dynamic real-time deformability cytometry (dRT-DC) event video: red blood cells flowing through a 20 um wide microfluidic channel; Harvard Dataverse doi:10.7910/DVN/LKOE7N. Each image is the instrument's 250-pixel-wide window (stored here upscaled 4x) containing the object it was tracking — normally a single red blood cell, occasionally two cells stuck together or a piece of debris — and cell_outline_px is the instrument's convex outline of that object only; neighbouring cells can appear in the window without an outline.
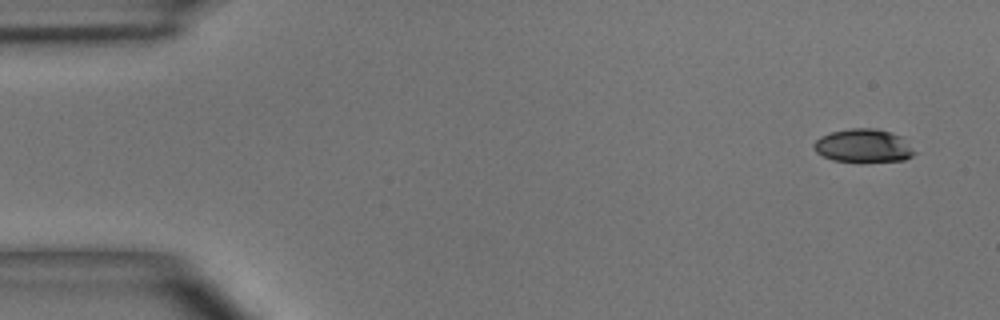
{"species": "common noctule bat (a hibernating species)", "species_latin": "Nyctalus noctula", "temperature_condition": "room temperature", "stored_images_in_passage": 4, "camera_frame_rate_fps": 3000, "um_per_image_px": 0.085, "animal": {"sex": "male", "body_mass_g": 15.6}, "frame": {"image": 1, "passage_image": 1, "time_ms": 0.0, "image_size_px": [1000, 320], "cell_outline_px": [[916, 152], [912, 156], [904, 160], [860, 164], [832, 160], [816, 152], [812, 144], [820, 136], [832, 132], [852, 128], [876, 128], [892, 132], [900, 136]], "centroid_in_image_um": [73.38, 12.43], "position_along_channel_um": 11.6, "area_um2": 20.06}}
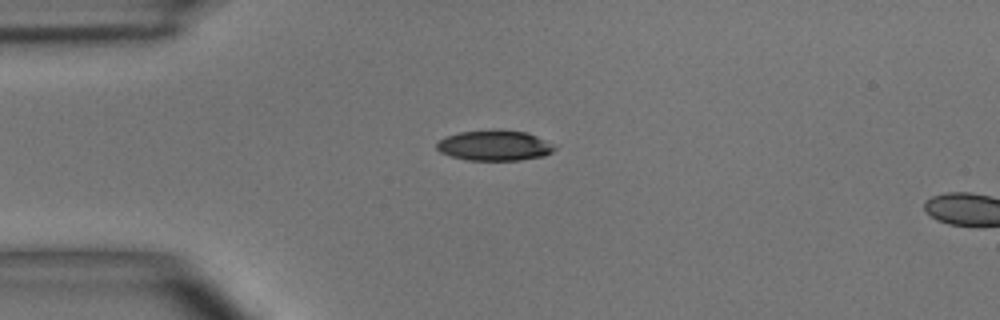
{"frame": {"image": 2, "passage_image": 3, "time_ms": 3.333, "image_size_px": [1000, 320], "cell_outline_px": [[556, 148], [552, 152], [544, 156], [520, 160], [468, 160], [452, 156], [440, 152], [436, 148], [436, 144], [440, 140], [448, 136], [460, 132], [492, 128], [496, 128], [528, 132], [556, 144]], "centroid_in_image_um": [42.09, 12.34], "position_along_channel_um": 42.9, "area_um2": 21.27}}